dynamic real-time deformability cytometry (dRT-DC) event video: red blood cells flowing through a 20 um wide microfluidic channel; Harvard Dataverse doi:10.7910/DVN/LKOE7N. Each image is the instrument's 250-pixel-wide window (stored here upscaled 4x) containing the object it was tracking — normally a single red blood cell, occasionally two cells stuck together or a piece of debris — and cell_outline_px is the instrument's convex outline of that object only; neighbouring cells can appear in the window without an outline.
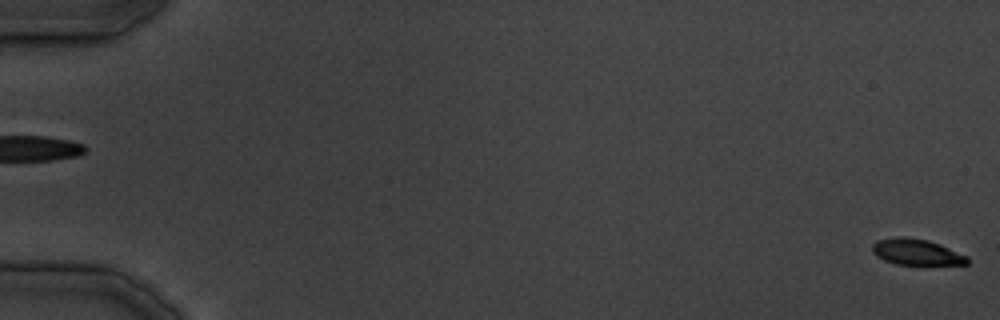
{"species": "common noctule bat (a hibernating species)", "species_latin": "Nyctalus noctula", "temperature_condition": "cold", "stored_images_in_passage": 29, "camera_frame_rate_fps": 3000, "um_per_image_px": 0.085, "animal": {"sex": "male", "body_mass_g": 19.5, "forearm_length_mm": 54.6}, "frame": {"image": 1, "passage_image": 1, "time_ms": 0.0, "image_size_px": [1000, 320], "cell_outline_px": [[968, 264], [896, 264], [884, 260], [876, 256], [872, 252], [872, 244], [876, 240], [900, 236], [904, 236], [928, 240], [940, 244], [968, 256]], "centroid_in_image_um": [77.87, 21.41], "position_along_channel_um": 7.1, "area_um2": 14.39}}
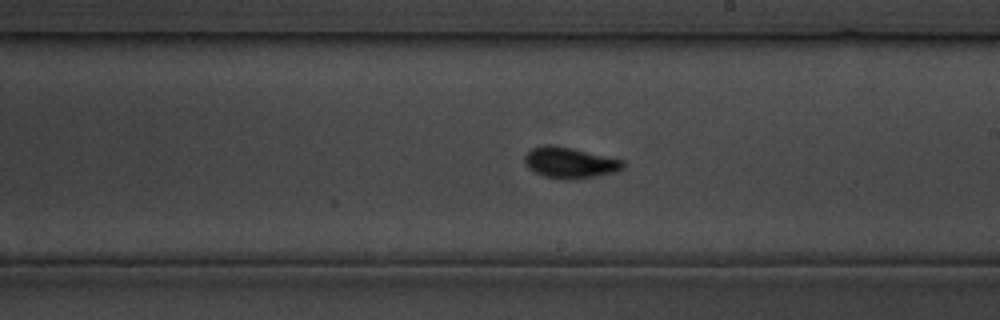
{"frame": {"image": 2, "passage_image": 23, "time_ms": 27.333, "image_size_px": [1000, 320], "cell_outline_px": [[624, 168], [616, 172], [572, 180], [564, 180], [544, 176], [528, 168], [524, 164], [524, 156], [532, 148], [548, 144], [572, 148], [624, 160]], "centroid_in_image_um": [48.43, 13.84], "position_along_channel_um": 240.6, "area_um2": 17.74}}
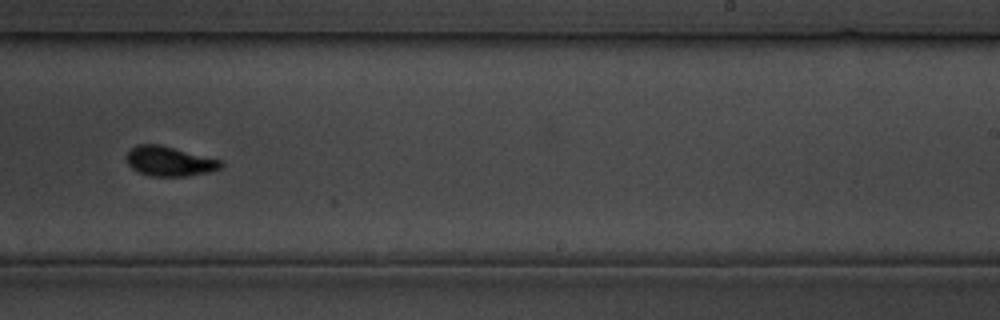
{"frame": {"image": 3, "passage_image": 25, "time_ms": 29.667, "image_size_px": [1000, 320], "cell_outline_px": [[224, 168], [208, 172], [184, 176], [152, 176], [140, 172], [132, 168], [128, 164], [124, 156], [136, 144], [160, 144], [220, 160], [224, 164]], "centroid_in_image_um": [14.39, 13.7], "position_along_channel_um": 274.6, "area_um2": 16.3}}